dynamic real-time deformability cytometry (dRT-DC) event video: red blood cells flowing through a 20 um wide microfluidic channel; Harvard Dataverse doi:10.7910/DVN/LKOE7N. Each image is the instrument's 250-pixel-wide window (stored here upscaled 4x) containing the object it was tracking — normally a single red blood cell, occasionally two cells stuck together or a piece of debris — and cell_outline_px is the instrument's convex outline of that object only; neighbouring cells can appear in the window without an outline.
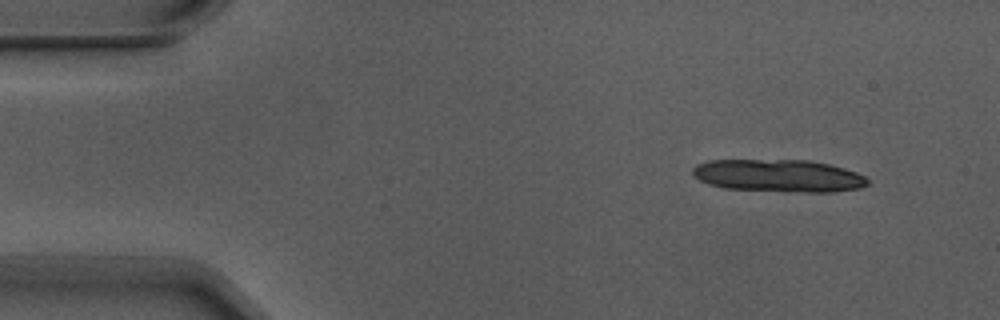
{"species": "Egyptian fruit bat (a non-hibernating species)", "species_latin": "Rousettus aegyptiacus", "temperature_condition": "warm", "stored_images_in_passage": 5, "camera_frame_rate_fps": 3000, "um_per_image_px": 0.085, "animal": {"sex": "male"}, "frame": {"image": 1, "passage_image": 2, "time_ms": 0.333, "image_size_px": [1000, 320], "cell_outline_px": [[868, 184], [860, 188], [832, 192], [784, 192], [724, 188], [708, 184], [700, 180], [692, 172], [692, 168], [696, 164], [708, 160], [808, 160], [828, 164], [844, 168], [856, 172], [864, 176], [868, 180]], "centroid_in_image_um": [66.17, 14.94], "position_along_channel_um": 18.8, "area_um2": 33.35}}